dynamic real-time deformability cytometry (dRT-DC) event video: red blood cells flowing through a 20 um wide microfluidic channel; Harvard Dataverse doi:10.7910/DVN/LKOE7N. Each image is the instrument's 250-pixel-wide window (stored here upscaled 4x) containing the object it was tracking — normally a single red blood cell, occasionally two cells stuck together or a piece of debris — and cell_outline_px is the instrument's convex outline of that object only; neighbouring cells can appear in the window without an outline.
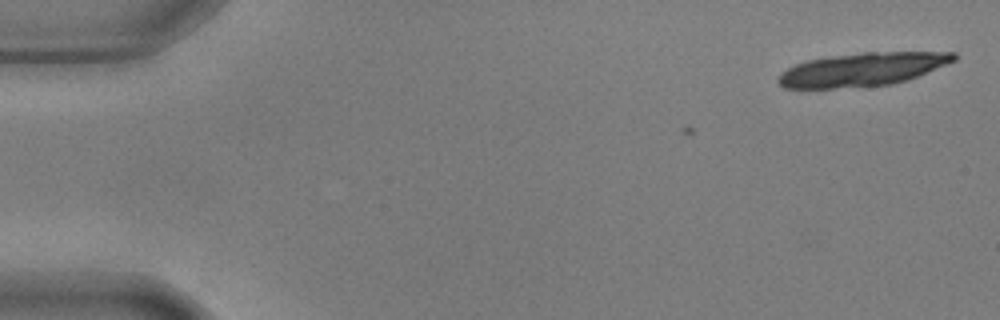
{"species": "common noctule bat (a hibernating species)", "species_latin": "Nyctalus noctula", "temperature_condition": "warm", "stored_images_in_passage": 3, "camera_frame_rate_fps": 3000, "um_per_image_px": 0.085, "animal": {"sex": "male", "body_mass_g": 17.9, "forearm_length_mm": 54.2}, "frame": {"image": 1, "passage_image": 1, "time_ms": 0.0, "image_size_px": [1000, 320], "cell_outline_px": [[956, 60], [908, 80], [892, 84], [832, 88], [784, 88], [776, 80], [776, 76], [780, 72], [796, 64], [808, 60], [832, 56], [864, 52], [956, 52]], "centroid_in_image_um": [73.28, 5.9], "position_along_channel_um": 11.7, "area_um2": 33.93}}